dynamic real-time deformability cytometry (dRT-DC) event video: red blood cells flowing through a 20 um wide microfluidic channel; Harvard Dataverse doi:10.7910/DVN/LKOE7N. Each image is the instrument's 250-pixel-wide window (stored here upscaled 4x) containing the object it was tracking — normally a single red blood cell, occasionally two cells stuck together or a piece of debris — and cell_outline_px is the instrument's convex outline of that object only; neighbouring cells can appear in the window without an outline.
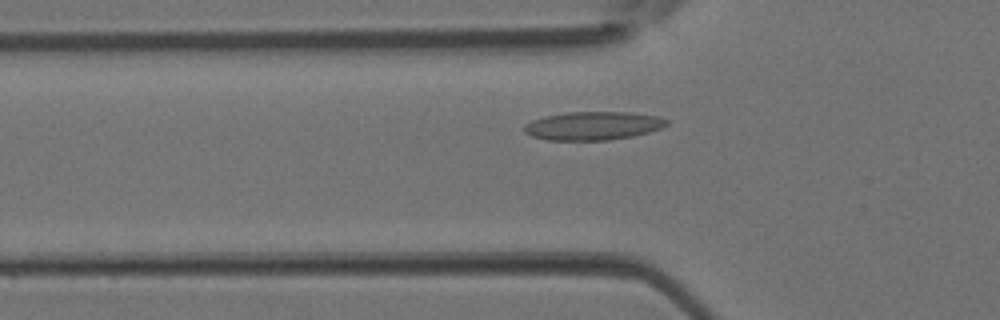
{"species": "Egyptian fruit bat (a non-hibernating species)", "species_latin": "Rousettus aegyptiacus", "temperature_condition": "room temperature", "stored_images_in_passage": 33, "camera_frame_rate_fps": 3000, "um_per_image_px": 0.085, "animal": {"sex": "female"}, "frame": {"image": 1, "passage_image": 8, "time_ms": 2.333, "image_size_px": [1000, 320], "cell_outline_px": [[668, 124], [660, 128], [648, 132], [632, 136], [608, 140], [548, 140], [532, 136], [524, 132], [524, 124], [532, 120], [544, 116], [568, 112], [632, 112], [660, 116], [668, 120]], "centroid_in_image_um": [50.41, 10.68], "position_along_channel_um": 75.4, "area_um2": 23.64}}
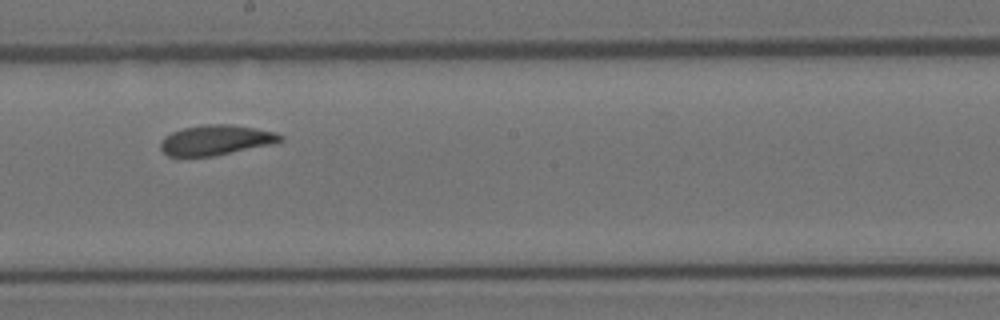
{"frame": {"image": 2, "passage_image": 18, "time_ms": 5.667, "image_size_px": [1000, 320], "cell_outline_px": [[284, 140], [272, 144], [216, 156], [168, 156], [160, 148], [160, 140], [164, 136], [172, 132], [184, 128], [204, 124], [232, 124], [256, 128], [276, 132], [284, 136]], "centroid_in_image_um": [18.37, 11.9], "position_along_channel_um": 229.8, "area_um2": 21.21}}
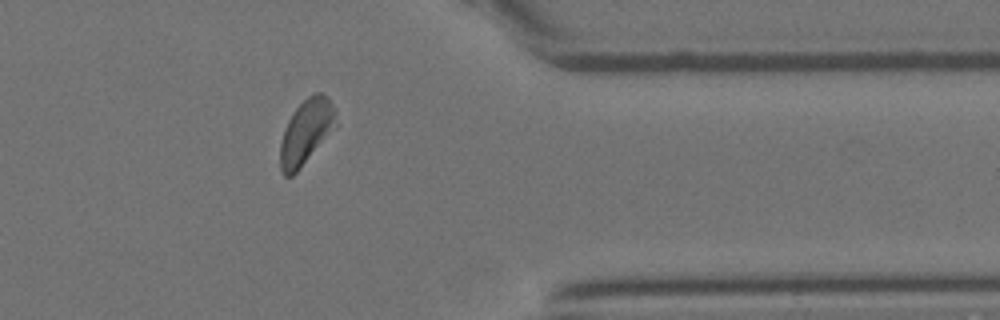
{"frame": {"image": 3, "passage_image": 29, "time_ms": 9.333, "image_size_px": [1000, 320], "cell_outline_px": [[336, 128], [296, 172], [292, 176], [284, 176], [280, 172], [280, 144], [284, 128], [292, 112], [308, 96], [316, 92], [320, 92], [328, 96], [336, 108]], "centroid_in_image_um": [26.03, 11.19], "position_along_channel_um": 385.4, "area_um2": 21.27}}